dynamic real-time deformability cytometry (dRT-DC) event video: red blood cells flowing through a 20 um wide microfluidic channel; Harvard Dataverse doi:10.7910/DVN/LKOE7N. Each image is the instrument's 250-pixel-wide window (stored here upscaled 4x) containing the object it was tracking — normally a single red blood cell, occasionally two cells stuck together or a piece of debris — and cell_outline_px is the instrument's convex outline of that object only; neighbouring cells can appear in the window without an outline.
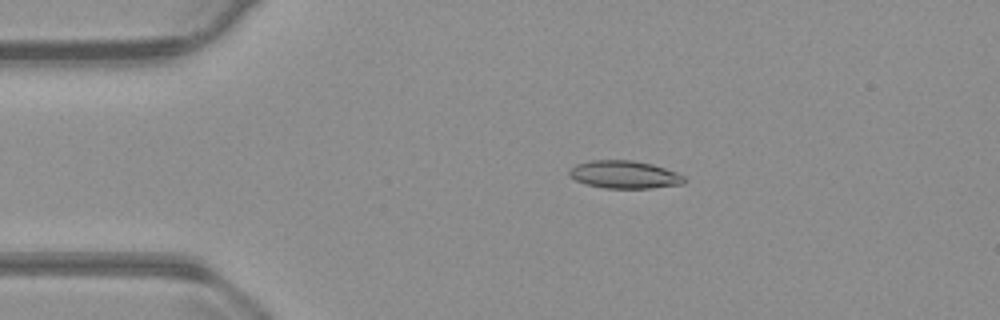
{"species": "common noctule bat (a hibernating species)", "species_latin": "Nyctalus noctula", "temperature_condition": "warm", "stored_images_in_passage": 41, "camera_frame_rate_fps": 3000, "um_per_image_px": 0.085, "animal": {"sex": "male", "body_mass_g": 23.1, "forearm_length_mm": 52.7}, "frame": {"image": 1, "passage_image": 5, "time_ms": 1.333, "image_size_px": [1000, 320], "cell_outline_px": [[684, 184], [652, 188], [604, 188], [588, 184], [576, 180], [568, 176], [568, 172], [576, 164], [588, 160], [632, 160], [652, 164], [676, 172], [684, 176]], "centroid_in_image_um": [53.07, 14.83], "position_along_channel_um": 31.9, "area_um2": 18.55}}
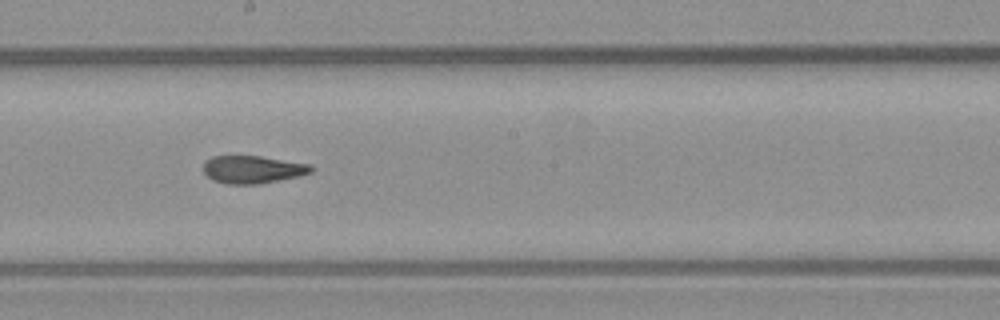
{"frame": {"image": 2, "passage_image": 24, "time_ms": 7.667, "image_size_px": [1000, 320], "cell_outline_px": [[316, 168], [312, 172], [296, 176], [260, 184], [224, 184], [212, 180], [204, 172], [204, 164], [212, 156], [260, 156], [312, 164]], "centroid_in_image_um": [21.51, 14.4], "position_along_channel_um": 226.7, "area_um2": 17.4}}
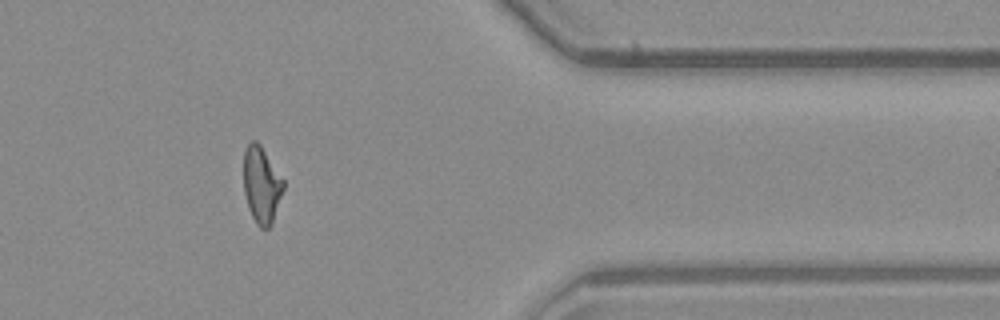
{"frame": {"image": 3, "passage_image": 39, "time_ms": 12.667, "image_size_px": [1000, 320], "cell_outline_px": [[284, 188], [272, 224], [268, 228], [260, 228], [256, 224], [248, 208], [244, 192], [244, 148], [252, 140], [256, 140], [260, 144], [284, 180]], "centroid_in_image_um": [22.23, 15.71], "position_along_channel_um": 389.2, "area_um2": 17.8}, "authors_computed_cell_mechanics": {"area_um2": 18.1492, "velocity_mm_per_s": 3.7412, "shape_relaxation_time_tau1_ms": null, "shape_relaxation_time_tau2_ms": 2.1967, "deformation_change_tau1": null, "deformation_change_tau2": 0.1027}}